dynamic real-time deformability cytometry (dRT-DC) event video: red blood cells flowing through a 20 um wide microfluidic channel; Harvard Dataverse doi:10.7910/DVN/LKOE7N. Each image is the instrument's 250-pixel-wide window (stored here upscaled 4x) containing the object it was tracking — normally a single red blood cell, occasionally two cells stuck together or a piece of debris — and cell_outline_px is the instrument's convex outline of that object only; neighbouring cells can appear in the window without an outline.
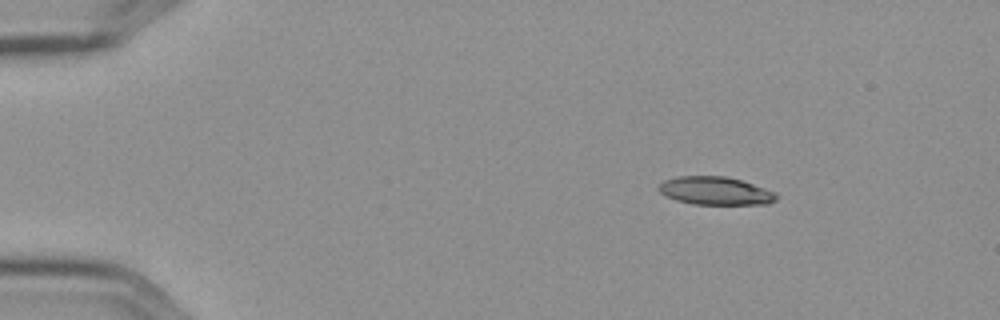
{"species": "Egyptian fruit bat (a non-hibernating species)", "species_latin": "Rousettus aegyptiacus", "temperature_condition": "cold", "stored_images_in_passage": 4, "camera_frame_rate_fps": 3000, "um_per_image_px": 0.085, "frame": {"image": 1, "passage_image": 2, "time_ms": 0.333, "image_size_px": [1000, 320], "cell_outline_px": [[776, 200], [768, 204], [692, 204], [676, 200], [660, 192], [656, 188], [664, 180], [676, 176], [724, 176], [740, 180], [776, 192]], "centroid_in_image_um": [60.78, 16.22], "position_along_channel_um": 24.2, "area_um2": 19.13}}
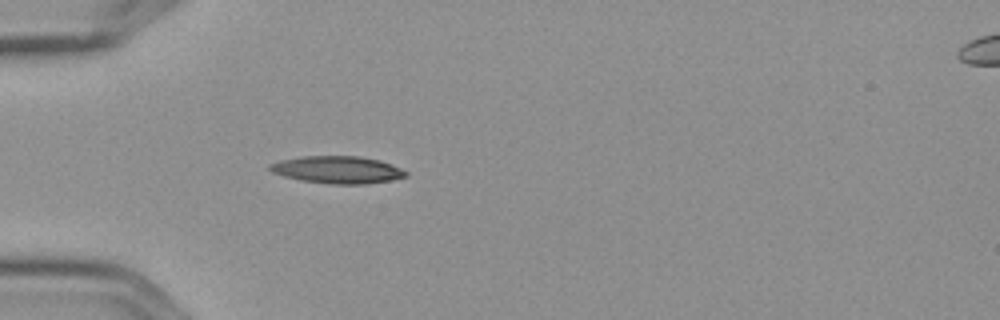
{"frame": {"image": 2, "passage_image": 4, "time_ms": 1.0, "image_size_px": [1000, 320], "cell_outline_px": [[408, 176], [392, 180], [364, 184], [332, 184], [300, 180], [284, 176], [272, 172], [268, 168], [268, 164], [280, 160], [300, 156], [360, 156], [380, 160], [392, 164], [408, 172]], "centroid_in_image_um": [28.69, 14.42], "position_along_channel_um": 56.3, "area_um2": 21.79}}